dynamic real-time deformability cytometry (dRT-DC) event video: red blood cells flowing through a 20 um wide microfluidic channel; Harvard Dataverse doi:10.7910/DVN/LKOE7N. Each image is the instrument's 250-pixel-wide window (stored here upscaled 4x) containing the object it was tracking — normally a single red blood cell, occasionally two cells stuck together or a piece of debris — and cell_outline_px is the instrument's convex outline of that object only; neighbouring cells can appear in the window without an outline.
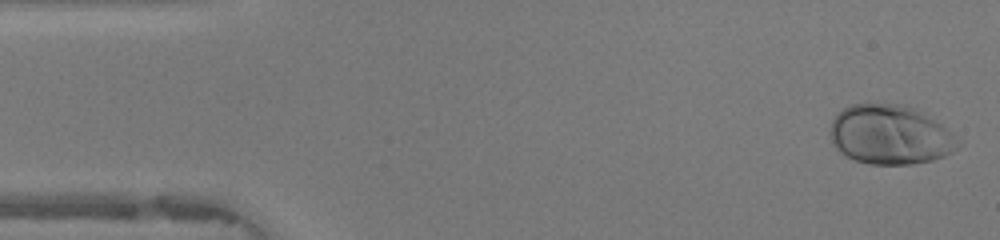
{"species": "human", "species_latin": "Homo sapiens", "temperature_condition": "warm", "stored_images_in_passage": 47, "camera_frame_rate_fps": 3000, "um_per_image_px": 0.085, "donor": {"sex": "female"}, "frame": {"image": 1, "passage_image": 1, "time_ms": 0.0, "image_size_px": [1000, 240], "cell_outline_px": [[960, 140], [956, 148], [952, 152], [944, 156], [932, 160], [912, 164], [868, 164], [856, 160], [840, 152], [832, 144], [832, 120], [844, 108], [852, 104], [904, 104], [916, 108], [924, 112], [948, 128]], "centroid_in_image_um": [75.71, 11.45], "position_along_channel_um": 9.3, "area_um2": 44.22}}
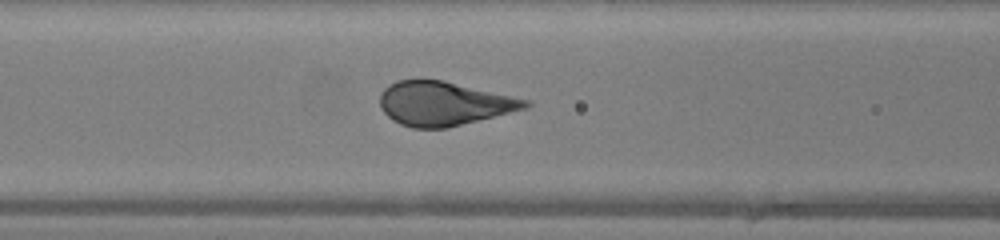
{"frame": {"image": 2, "passage_image": 18, "time_ms": 5.667, "image_size_px": [1000, 240], "cell_outline_px": [[532, 104], [528, 108], [448, 128], [412, 128], [400, 124], [392, 120], [380, 108], [380, 92], [388, 84], [396, 80], [444, 80], [532, 100]], "centroid_in_image_um": [37.75, 8.8], "position_along_channel_um": 128.9, "area_um2": 37.63}}
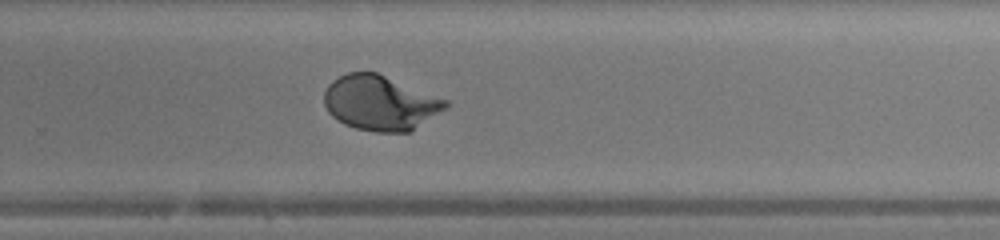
{"frame": {"image": 3, "passage_image": 30, "time_ms": 9.667, "image_size_px": [1000, 240], "cell_outline_px": [[452, 104], [448, 108], [412, 132], [376, 132], [356, 128], [344, 124], [332, 116], [328, 112], [324, 104], [324, 92], [328, 84], [332, 80], [348, 72], [376, 72], [448, 100]], "centroid_in_image_um": [32.35, 8.76], "position_along_channel_um": 297.4, "area_um2": 39.19}, "authors_computed_cell_mechanics": {"area_um2": 39.3618, "velocity_mm_per_s": 4.232, "shape_relaxation_time_tau1_ms": 2.7398, "shape_relaxation_time_tau2_ms": null, "deformation_change_tau1": 0.1978, "deformation_change_tau2": null}}